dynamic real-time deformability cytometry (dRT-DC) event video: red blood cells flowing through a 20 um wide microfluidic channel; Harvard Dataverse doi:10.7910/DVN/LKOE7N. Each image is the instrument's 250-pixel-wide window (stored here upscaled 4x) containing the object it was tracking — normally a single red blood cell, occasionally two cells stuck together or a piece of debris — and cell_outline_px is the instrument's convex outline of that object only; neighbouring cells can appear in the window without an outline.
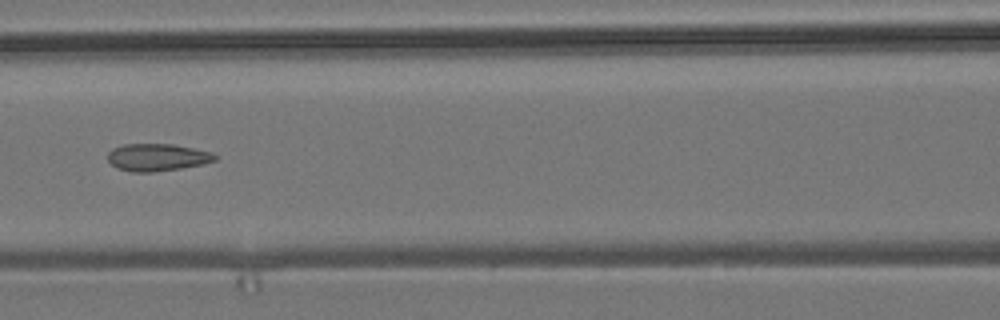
{"species": "common noctule bat (a hibernating species)", "species_latin": "Nyctalus noctula", "temperature_condition": "room temperature", "stored_images_in_passage": 8, "camera_frame_rate_fps": 3000, "um_per_image_px": 0.085, "animal": {"sex": "male", "body_mass_g": 19.2, "forearm_length_mm": 51.8}, "frame": {"image": 1, "passage_image": 6, "time_ms": 1.667, "image_size_px": [1000, 320], "cell_outline_px": [[216, 160], [204, 164], [180, 168], [152, 172], [132, 172], [116, 168], [108, 160], [108, 152], [112, 148], [124, 144], [172, 144], [212, 152], [216, 156]], "centroid_in_image_um": [13.34, 13.37], "position_along_channel_um": 153.3, "area_um2": 17.05}}
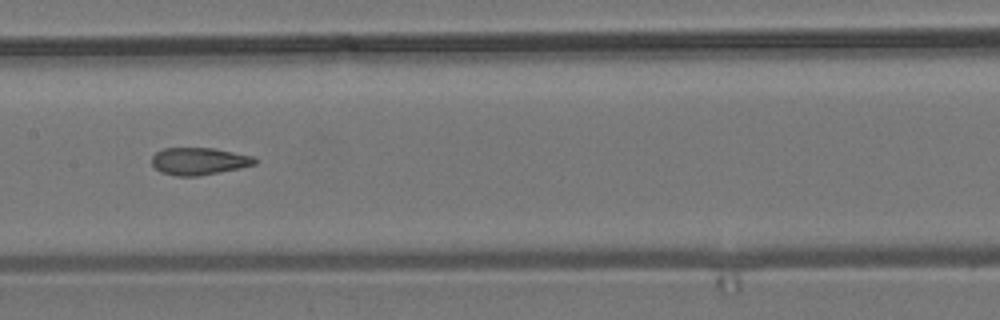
{"frame": {"image": 2, "passage_image": 7, "time_ms": 2.0, "image_size_px": [1000, 320], "cell_outline_px": [[260, 160], [256, 164], [240, 168], [220, 172], [196, 176], [176, 176], [160, 172], [152, 164], [152, 156], [156, 152], [164, 148], [216, 148], [252, 156]], "centroid_in_image_um": [16.94, 13.7], "position_along_channel_um": 190.5, "area_um2": 16.47}}
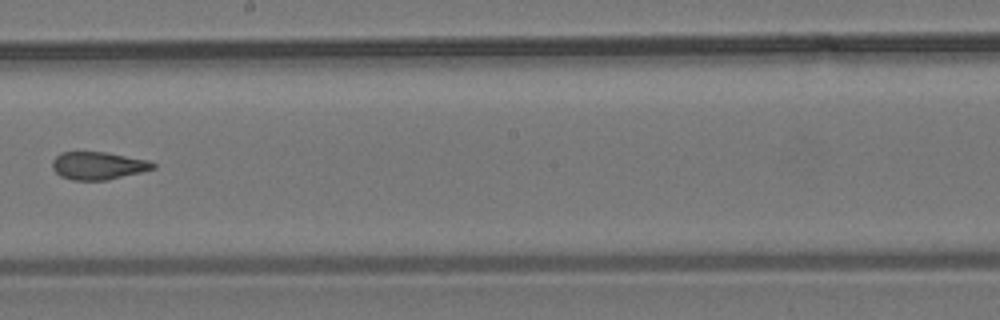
{"frame": {"image": 3, "passage_image": 8, "time_ms": 2.333, "image_size_px": [1000, 320], "cell_outline_px": [[156, 168], [108, 180], [72, 180], [60, 176], [52, 168], [52, 160], [60, 152], [108, 152], [148, 160], [156, 164]], "centroid_in_image_um": [8.33, 14.08], "position_along_channel_um": 239.9, "area_um2": 16.36}}